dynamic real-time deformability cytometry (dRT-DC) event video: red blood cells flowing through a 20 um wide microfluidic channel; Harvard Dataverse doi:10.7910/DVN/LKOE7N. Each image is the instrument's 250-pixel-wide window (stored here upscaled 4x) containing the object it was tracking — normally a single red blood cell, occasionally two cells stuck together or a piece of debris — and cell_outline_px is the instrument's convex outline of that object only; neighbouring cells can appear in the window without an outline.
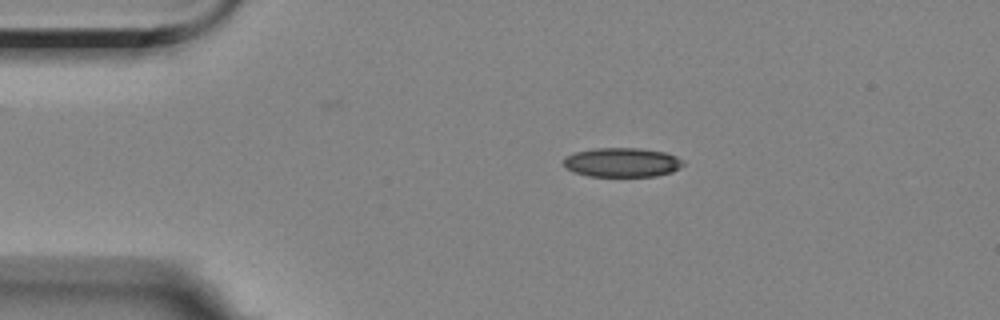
{"species": "Egyptian fruit bat (a non-hibernating species)", "species_latin": "Rousettus aegyptiacus", "temperature_condition": "room temperature", "stored_images_in_passage": 47, "camera_frame_rate_fps": 3000, "um_per_image_px": 0.085, "animal": {"sex": "female"}, "frame": {"image": 1, "passage_image": 1, "time_ms": 0.0, "image_size_px": [1000, 320], "cell_outline_px": [[684, 164], [680, 168], [672, 172], [656, 176], [588, 176], [564, 168], [564, 156], [576, 152], [592, 148], [640, 148], [664, 152], [676, 156]], "centroid_in_image_um": [52.85, 13.8], "position_along_channel_um": 32.1, "area_um2": 20.4}}
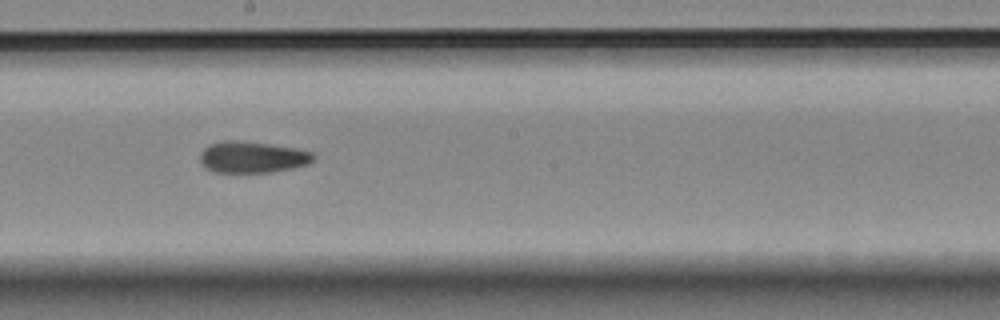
{"frame": {"image": 2, "passage_image": 21, "time_ms": 6.667, "image_size_px": [1000, 320], "cell_outline_px": [[316, 156], [308, 164], [292, 168], [272, 172], [216, 172], [204, 168], [200, 160], [200, 152], [208, 144], [224, 140], [232, 140], [268, 144], [292, 148], [312, 152]], "centroid_in_image_um": [21.4, 13.36], "position_along_channel_um": 226.8, "area_um2": 20.63}}
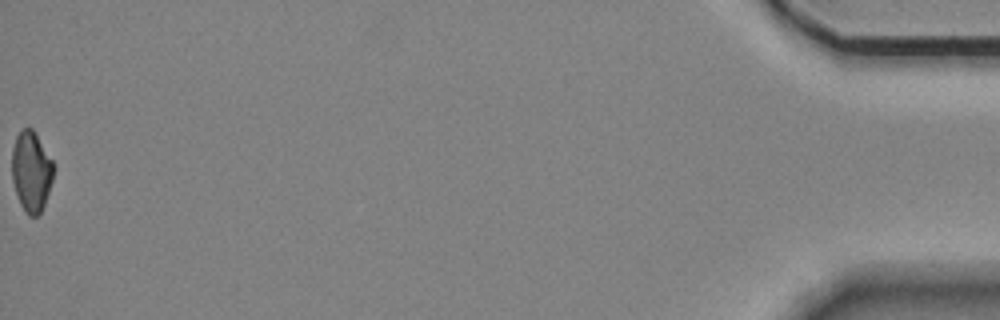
{"frame": {"image": 3, "passage_image": 47, "time_ms": 15.333, "image_size_px": [1000, 320], "cell_outline_px": [[56, 168], [44, 204], [40, 212], [36, 216], [28, 216], [24, 212], [20, 204], [12, 180], [12, 148], [16, 136], [24, 128], [32, 128], [52, 160]], "centroid_in_image_um": [2.66, 14.58], "position_along_channel_um": 432.5, "area_um2": 19.42}, "authors_computed_cell_mechanics": {"area_um2": 21.0392, "velocity_mm_per_s": 3.5219, "shape_relaxation_time_tau1_ms": 9.3337, "shape_relaxation_time_tau2_ms": 7.2166, "deformation_change_tau1": 0.1469, "deformation_change_tau2": 0.1423}}